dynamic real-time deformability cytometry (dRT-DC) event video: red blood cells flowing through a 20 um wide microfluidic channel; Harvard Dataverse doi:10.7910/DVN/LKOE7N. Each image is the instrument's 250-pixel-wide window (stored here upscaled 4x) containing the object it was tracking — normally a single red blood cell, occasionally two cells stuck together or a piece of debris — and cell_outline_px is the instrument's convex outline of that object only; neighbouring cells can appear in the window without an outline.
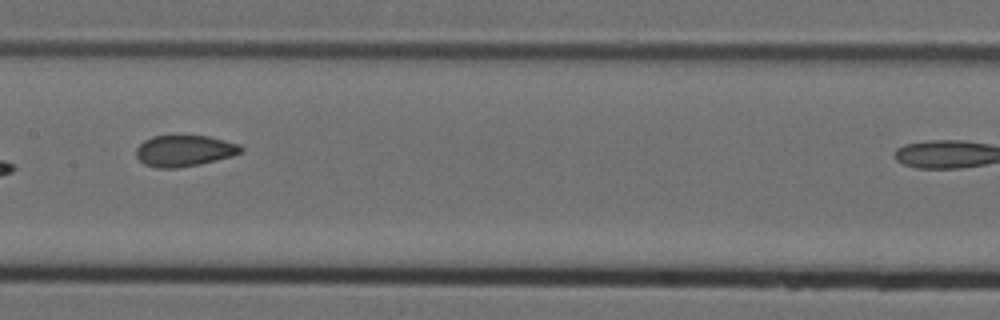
{"species": "Egyptian fruit bat (a non-hibernating species)", "species_latin": "Rousettus aegyptiacus", "temperature_condition": "cold", "stored_images_in_passage": 11, "camera_frame_rate_fps": 3000, "um_per_image_px": 0.085, "animal": {"sex": "female"}, "frame": {"image": 1, "passage_image": 8, "time_ms": 2.333, "image_size_px": [1000, 320], "cell_outline_px": [[244, 152], [232, 156], [200, 164], [176, 168], [156, 168], [144, 164], [136, 156], [136, 148], [144, 140], [152, 136], [208, 136], [240, 144], [244, 148]], "centroid_in_image_um": [15.69, 12.82], "position_along_channel_um": 191.7, "area_um2": 19.13}}
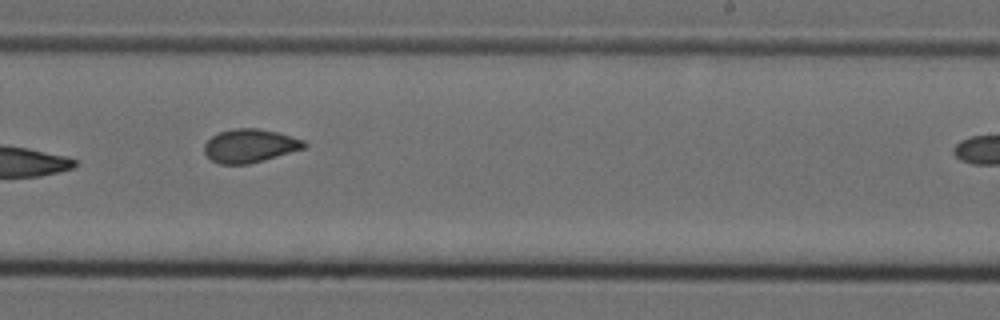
{"frame": {"image": 2, "passage_image": 10, "time_ms": 3.0, "image_size_px": [1000, 320], "cell_outline_px": [[308, 144], [304, 148], [264, 160], [248, 164], [220, 164], [212, 160], [204, 152], [204, 144], [212, 136], [220, 132], [232, 128], [256, 128], [276, 132], [304, 140]], "centroid_in_image_um": [21.22, 12.39], "position_along_channel_um": 267.8, "area_um2": 19.31}}